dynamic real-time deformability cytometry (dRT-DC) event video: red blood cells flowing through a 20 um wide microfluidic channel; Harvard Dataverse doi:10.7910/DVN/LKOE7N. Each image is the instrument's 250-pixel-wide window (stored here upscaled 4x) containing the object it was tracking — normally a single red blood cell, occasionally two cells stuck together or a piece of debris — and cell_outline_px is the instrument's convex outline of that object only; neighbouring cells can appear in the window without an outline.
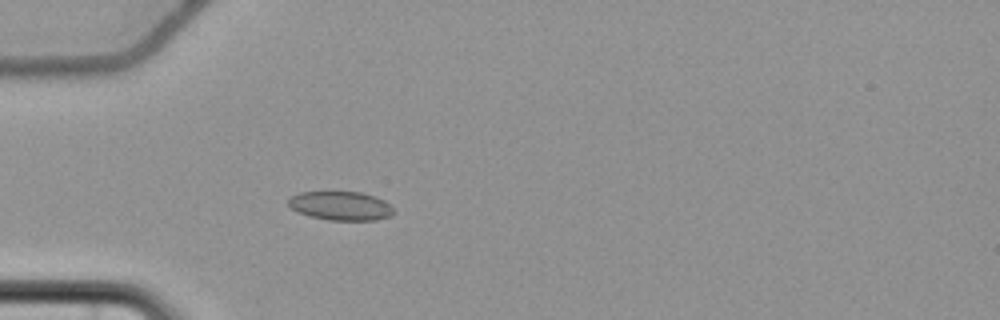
{"species": "common noctule bat (a hibernating species)", "species_latin": "Nyctalus noctula", "temperature_condition": "cold", "stored_images_in_passage": 47, "camera_frame_rate_fps": 3000, "um_per_image_px": 0.085, "animal": {"sex": "female", "body_mass_g": 22.7, "forearm_length_mm": 54.2}, "frame": {"image": 1, "passage_image": 12, "time_ms": 3.667, "image_size_px": [1000, 320], "cell_outline_px": [[396, 212], [392, 216], [376, 220], [328, 220], [296, 212], [288, 204], [288, 200], [292, 196], [300, 192], [360, 192], [376, 196], [384, 200]], "centroid_in_image_um": [28.99, 17.5], "position_along_channel_um": 56.0, "area_um2": 17.74}}
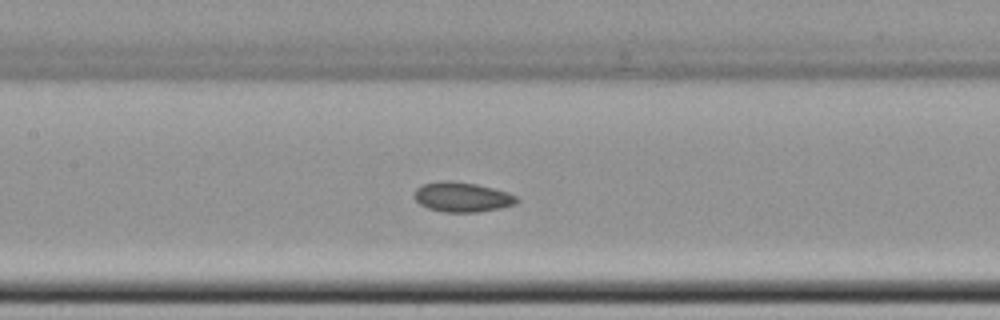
{"frame": {"image": 2, "passage_image": 22, "time_ms": 7.0, "image_size_px": [1000, 320], "cell_outline_px": [[520, 200], [512, 204], [500, 208], [476, 212], [444, 212], [428, 208], [420, 204], [412, 196], [416, 188], [424, 184], [440, 180], [452, 180], [476, 184], [508, 192], [516, 196]], "centroid_in_image_um": [39.24, 16.74], "position_along_channel_um": 168.2, "area_um2": 17.8}}
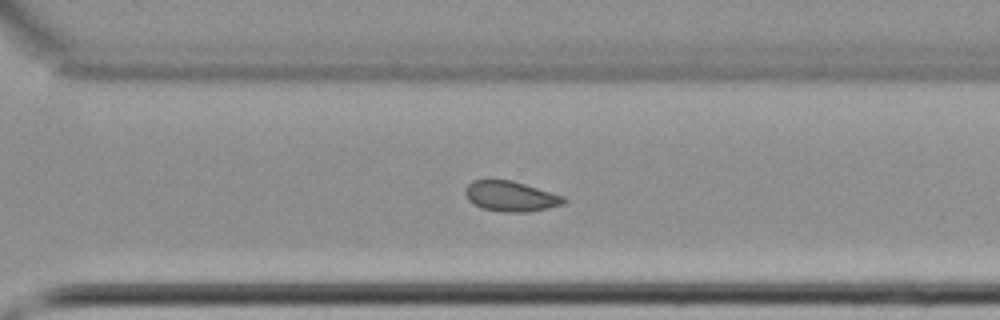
{"frame": {"image": 3, "passage_image": 35, "time_ms": 11.333, "image_size_px": [1000, 320], "cell_outline_px": [[568, 200], [564, 204], [548, 208], [528, 212], [504, 212], [484, 208], [472, 204], [468, 200], [464, 192], [468, 184], [472, 180], [512, 180], [564, 196]], "centroid_in_image_um": [43.42, 16.69], "position_along_channel_um": 327.2, "area_um2": 17.4}, "authors_computed_cell_mechanics": {"area_um2": 17.918, "velocity_mm_per_s": 3.6667, "shape_relaxation_time_tau1_ms": null, "shape_relaxation_time_tau2_ms": 8.1811, "deformation_change_tau1": null, "deformation_change_tau2": 0.1001}}